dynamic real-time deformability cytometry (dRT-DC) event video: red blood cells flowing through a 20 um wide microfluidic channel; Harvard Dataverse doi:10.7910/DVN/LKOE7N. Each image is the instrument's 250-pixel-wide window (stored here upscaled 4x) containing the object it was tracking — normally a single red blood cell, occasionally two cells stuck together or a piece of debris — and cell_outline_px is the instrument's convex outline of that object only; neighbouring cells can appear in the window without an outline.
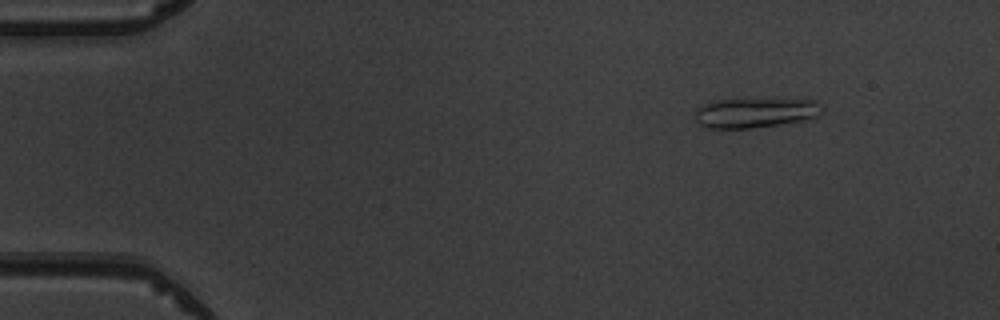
{"species": "common noctule bat (a hibernating species)", "species_latin": "Nyctalus noctula", "temperature_condition": "warm", "stored_images_in_passage": 7, "camera_frame_rate_fps": 3000, "um_per_image_px": 0.085, "animal": {"sex": "male", "body_mass_g": 19.5, "forearm_length_mm": 54.6}, "frame": {"image": 1, "passage_image": 2, "time_ms": 1.0, "image_size_px": [1000, 320], "cell_outline_px": [[824, 112], [820, 116], [808, 120], [748, 128], [708, 128], [700, 124], [696, 120], [696, 108], [704, 104], [716, 100], [776, 96], [816, 100], [824, 104]], "centroid_in_image_um": [64.36, 9.51], "position_along_channel_um": 20.6, "area_um2": 23.41}}
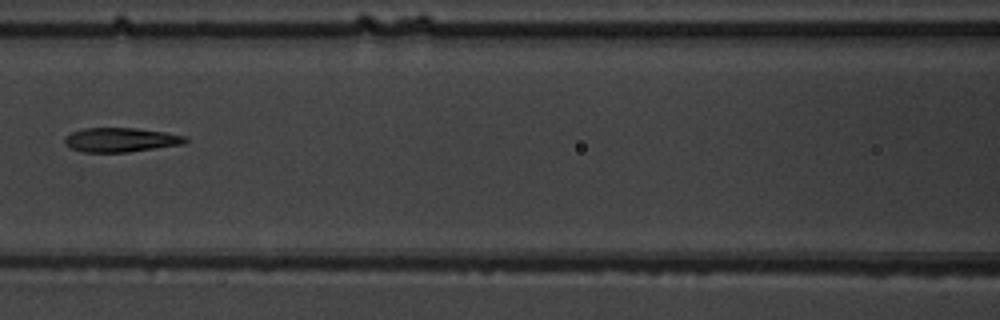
{"frame": {"image": 2, "passage_image": 7, "time_ms": 6.667, "image_size_px": [1000, 320], "cell_outline_px": [[188, 140], [184, 144], [128, 152], [84, 152], [72, 148], [64, 144], [64, 136], [72, 132], [84, 128], [136, 128], [164, 132], [184, 136]], "centroid_in_image_um": [10.24, 11.88], "position_along_channel_um": 156.4, "area_um2": 16.99}}